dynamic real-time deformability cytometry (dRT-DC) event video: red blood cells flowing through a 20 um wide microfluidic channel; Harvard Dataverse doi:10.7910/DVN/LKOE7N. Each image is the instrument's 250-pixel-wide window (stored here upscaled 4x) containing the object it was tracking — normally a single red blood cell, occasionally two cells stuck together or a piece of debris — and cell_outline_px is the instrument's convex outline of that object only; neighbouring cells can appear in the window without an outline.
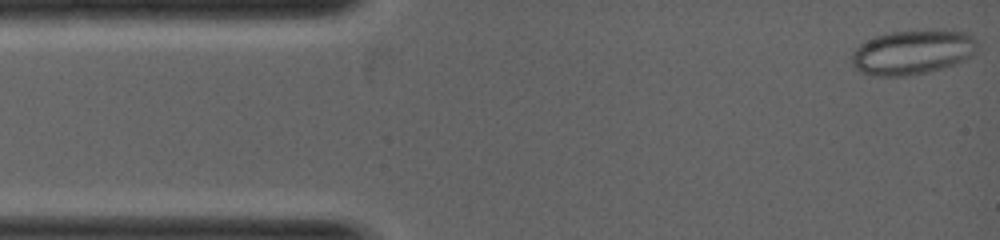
{"species": "common noctule bat (a hibernating species)", "species_latin": "Nyctalus noctula", "temperature_condition": "warm", "stored_images_in_passage": 6, "camera_frame_rate_fps": 5000, "um_per_image_px": 0.085, "animal": {"sex": "female", "body_mass_g": 19.0, "forearm_length_mm": 53.3}, "frame": {"image": 1, "passage_image": 1, "time_ms": 0.0, "image_size_px": [1000, 240], "cell_outline_px": [[976, 52], [972, 56], [956, 64], [928, 72], [908, 76], [872, 76], [860, 72], [852, 68], [852, 52], [860, 44], [876, 36], [892, 32], [936, 28], [940, 28], [968, 32], [976, 40]], "centroid_in_image_um": [77.59, 4.42], "position_along_channel_um": 7.4, "area_um2": 33.35}}
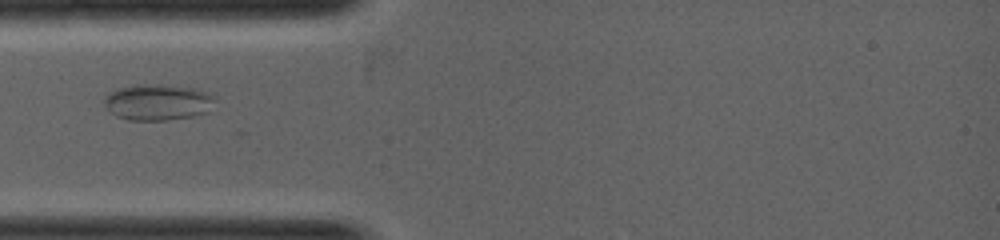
{"frame": {"image": 2, "passage_image": 5, "time_ms": 1.8, "image_size_px": [1000, 240], "cell_outline_px": [[216, 96], [208, 112], [192, 116], [168, 120], [128, 120], [116, 116], [104, 104], [104, 92], [116, 88], [136, 84], [160, 84], [196, 88], [208, 92]], "centroid_in_image_um": [13.38, 8.66], "position_along_channel_um": 71.6, "area_um2": 23.7}}